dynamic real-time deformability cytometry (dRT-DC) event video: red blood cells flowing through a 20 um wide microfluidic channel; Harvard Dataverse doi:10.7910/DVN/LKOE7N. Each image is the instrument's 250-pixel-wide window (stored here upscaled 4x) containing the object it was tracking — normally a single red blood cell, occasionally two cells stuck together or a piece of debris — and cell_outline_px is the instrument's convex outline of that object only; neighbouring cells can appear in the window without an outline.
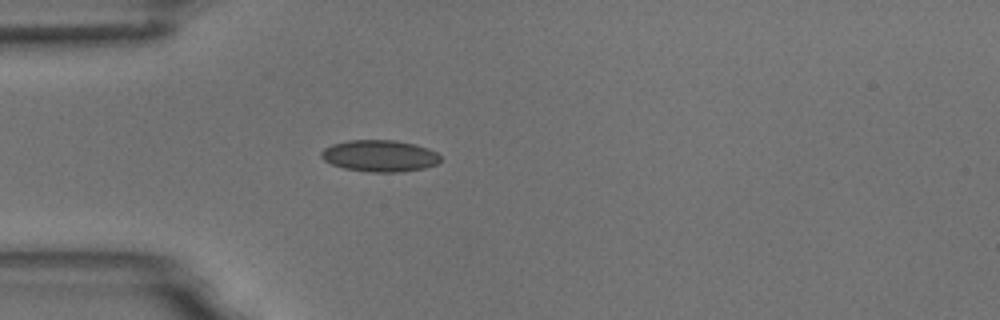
{"species": "common noctule bat (a hibernating species)", "species_latin": "Nyctalus noctula", "temperature_condition": "room temperature", "stored_images_in_passage": 4, "camera_frame_rate_fps": 3000, "um_per_image_px": 0.085, "animal": {"sex": "male", "body_mass_g": 18.8}, "frame": {"image": 1, "passage_image": 4, "time_ms": 3.667, "image_size_px": [1000, 320], "cell_outline_px": [[440, 160], [436, 164], [424, 168], [400, 172], [372, 172], [344, 168], [332, 164], [324, 160], [320, 156], [320, 152], [324, 148], [332, 144], [348, 140], [396, 140], [416, 144], [428, 148], [436, 152], [440, 156]], "centroid_in_image_um": [32.27, 13.24], "position_along_channel_um": 52.7, "area_um2": 22.02}}